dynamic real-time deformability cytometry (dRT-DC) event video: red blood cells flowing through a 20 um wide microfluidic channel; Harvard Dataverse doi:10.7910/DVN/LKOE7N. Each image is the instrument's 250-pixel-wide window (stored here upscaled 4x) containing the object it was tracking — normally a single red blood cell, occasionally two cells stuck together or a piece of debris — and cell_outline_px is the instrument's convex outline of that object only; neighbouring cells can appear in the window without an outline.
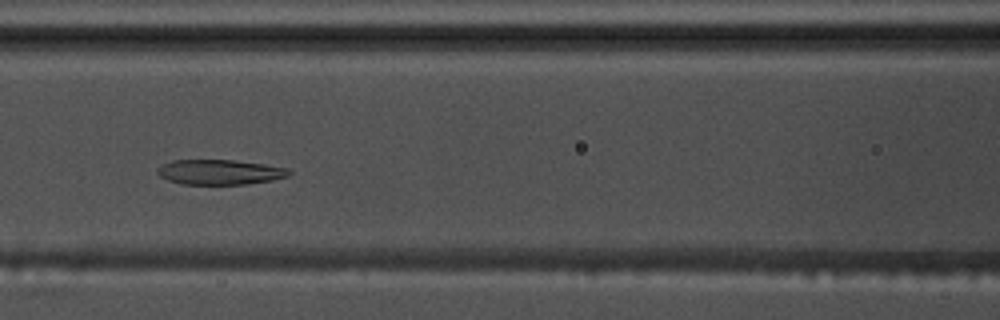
{"species": "common noctule bat (a hibernating species)", "species_latin": "Nyctalus noctula", "temperature_condition": "warm", "stored_images_in_passage": 54, "camera_frame_rate_fps": 3000, "um_per_image_px": 0.085, "animal": {"sex": "male", "body_mass_g": 17.5, "forearm_length_mm": 52.3}, "frame": {"image": 1, "passage_image": 22, "time_ms": 7.0, "image_size_px": [1000, 320], "cell_outline_px": [[292, 172], [288, 176], [272, 180], [248, 184], [184, 184], [168, 180], [160, 176], [156, 172], [164, 164], [172, 160], [232, 160], [264, 164], [288, 168]], "centroid_in_image_um": [18.72, 14.63], "position_along_channel_um": 147.9, "area_um2": 19.02}}
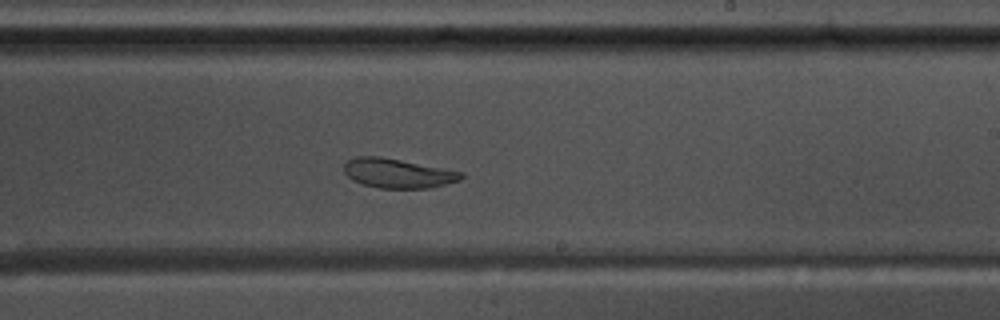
{"frame": {"image": 2, "passage_image": 31, "time_ms": 10.0, "image_size_px": [1000, 320], "cell_outline_px": [[464, 176], [460, 180], [428, 188], [380, 188], [364, 184], [352, 180], [344, 172], [344, 164], [348, 160], [356, 156], [380, 156], [464, 172]], "centroid_in_image_um": [33.8, 14.72], "position_along_channel_um": 255.2, "area_um2": 19.94}}
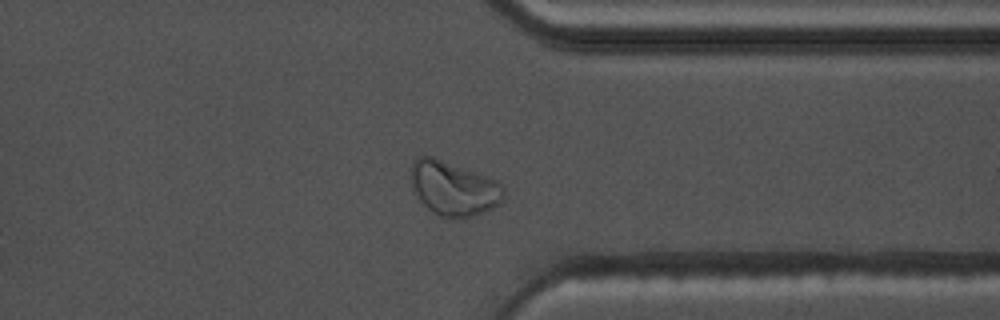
{"frame": {"image": 3, "passage_image": 41, "time_ms": 13.333, "image_size_px": [1000, 320], "cell_outline_px": [[504, 200], [500, 204], [492, 208], [468, 216], [440, 216], [432, 212], [420, 204], [412, 188], [412, 164], [420, 156], [432, 156], [488, 176], [496, 180], [504, 188]], "centroid_in_image_um": [38.55, 16.0], "position_along_channel_um": 372.9, "area_um2": 29.07}, "authors_computed_cell_mechanics": {"area_um2": 24.8251, "velocity_mm_per_s": 3.5893, "shape_relaxation_time_tau1_ms": 11.0679, "shape_relaxation_time_tau2_ms": 2.0012, "deformation_change_tau1": 0.267, "deformation_change_tau2": 0.0753}}